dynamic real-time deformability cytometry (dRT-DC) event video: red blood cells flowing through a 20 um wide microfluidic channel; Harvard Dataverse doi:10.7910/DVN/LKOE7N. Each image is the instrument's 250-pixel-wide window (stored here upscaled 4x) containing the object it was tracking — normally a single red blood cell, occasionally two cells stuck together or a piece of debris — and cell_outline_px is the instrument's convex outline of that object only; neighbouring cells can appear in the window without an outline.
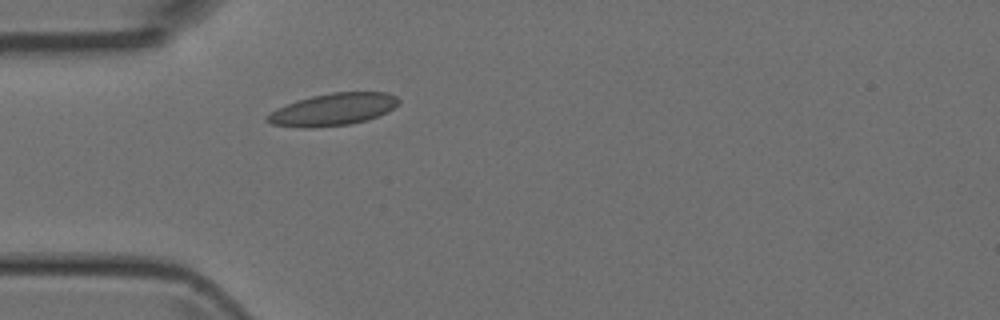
{"species": "Egyptian fruit bat (a non-hibernating species)", "species_latin": "Rousettus aegyptiacus", "temperature_condition": "room temperature", "stored_images_in_passage": 2, "camera_frame_rate_fps": 3000, "um_per_image_px": 0.085, "animal": {"sex": "female"}, "frame": {"image": 1, "passage_image": 2, "time_ms": 1.0, "image_size_px": [1000, 320], "cell_outline_px": [[400, 100], [388, 112], [368, 120], [348, 124], [312, 128], [304, 128], [272, 124], [264, 120], [264, 116], [276, 108], [296, 100], [312, 96], [332, 92], [388, 92], [396, 96]], "centroid_in_image_um": [28.27, 9.3], "position_along_channel_um": 56.7, "area_um2": 24.8}}